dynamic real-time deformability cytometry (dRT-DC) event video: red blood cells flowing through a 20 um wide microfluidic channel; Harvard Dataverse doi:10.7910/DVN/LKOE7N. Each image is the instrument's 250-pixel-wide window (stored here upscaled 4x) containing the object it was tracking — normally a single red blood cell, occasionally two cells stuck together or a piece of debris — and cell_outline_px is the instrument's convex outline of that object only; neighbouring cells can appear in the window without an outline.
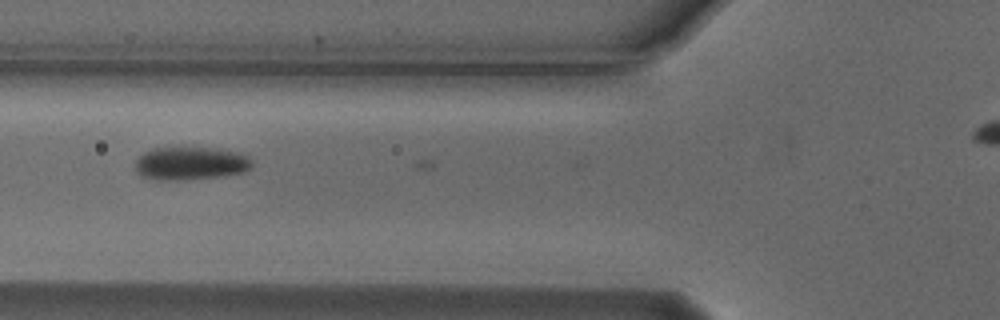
{"species": "Egyptian fruit bat (a non-hibernating species)", "species_latin": "Rousettus aegyptiacus", "temperature_condition": "cold", "stored_images_in_passage": 3, "camera_frame_rate_fps": 3000, "um_per_image_px": 0.085, "animal": {"sex": "male"}, "frame": {"image": 1, "passage_image": 2, "time_ms": 0.333, "image_size_px": [1000, 320], "cell_outline_px": [[252, 168], [244, 172], [224, 176], [184, 180], [156, 180], [144, 176], [136, 172], [136, 160], [144, 152], [152, 148], [216, 148], [240, 152], [248, 156], [252, 160]], "centroid_in_image_um": [16.24, 13.89], "position_along_channel_um": 109.6, "area_um2": 22.72}}